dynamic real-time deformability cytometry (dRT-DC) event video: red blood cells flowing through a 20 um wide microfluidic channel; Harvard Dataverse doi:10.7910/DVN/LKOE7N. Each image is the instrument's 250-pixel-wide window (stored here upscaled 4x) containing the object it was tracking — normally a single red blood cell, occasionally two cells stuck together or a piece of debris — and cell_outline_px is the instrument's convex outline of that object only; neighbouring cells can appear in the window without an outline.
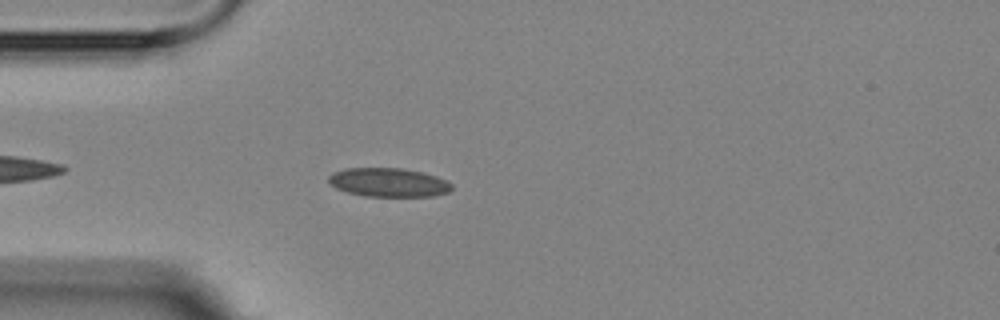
{"species": "Egyptian fruit bat (a non-hibernating species)", "species_latin": "Rousettus aegyptiacus", "temperature_condition": "room temperature", "stored_images_in_passage": 3, "camera_frame_rate_fps": 3000, "um_per_image_px": 0.085, "animal": {"sex": "female"}, "frame": {"image": 1, "passage_image": 3, "time_ms": 2.333, "image_size_px": [1000, 320], "cell_outline_px": [[452, 188], [448, 192], [432, 196], [364, 196], [348, 192], [336, 188], [328, 180], [328, 176], [332, 172], [344, 168], [400, 168], [424, 172], [448, 180], [452, 184]], "centroid_in_image_um": [33.03, 15.49], "position_along_channel_um": 52.0, "area_um2": 20.75}}